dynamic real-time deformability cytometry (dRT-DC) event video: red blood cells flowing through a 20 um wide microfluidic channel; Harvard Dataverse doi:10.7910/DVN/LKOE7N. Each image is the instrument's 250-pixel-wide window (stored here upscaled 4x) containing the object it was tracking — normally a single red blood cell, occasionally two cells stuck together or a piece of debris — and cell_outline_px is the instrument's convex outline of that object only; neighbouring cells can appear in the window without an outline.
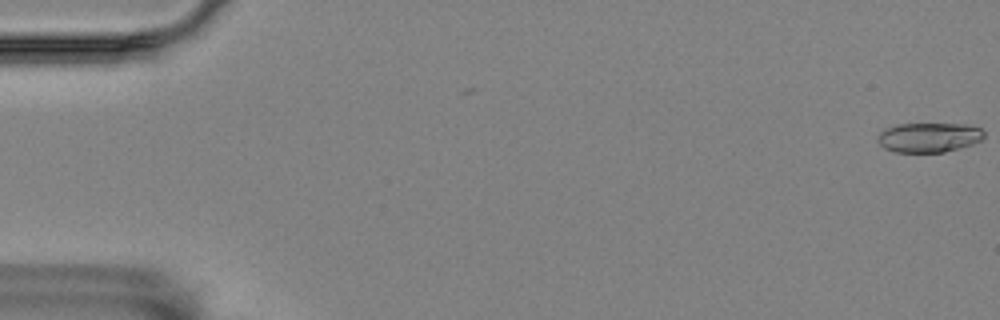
{"species": "Egyptian fruit bat (a non-hibernating species)", "species_latin": "Rousettus aegyptiacus", "temperature_condition": "room temperature", "stored_images_in_passage": 58, "camera_frame_rate_fps": 3000, "um_per_image_px": 0.085, "animal": {"sex": "female"}, "frame": {"image": 1, "passage_image": 1, "time_ms": 0.0, "image_size_px": [1000, 320], "cell_outline_px": [[984, 136], [980, 140], [972, 144], [944, 152], [896, 152], [884, 148], [876, 140], [876, 136], [884, 128], [896, 124], [964, 124], [980, 128], [984, 132]], "centroid_in_image_um": [78.9, 11.67], "position_along_channel_um": 6.1, "area_um2": 18.38}}
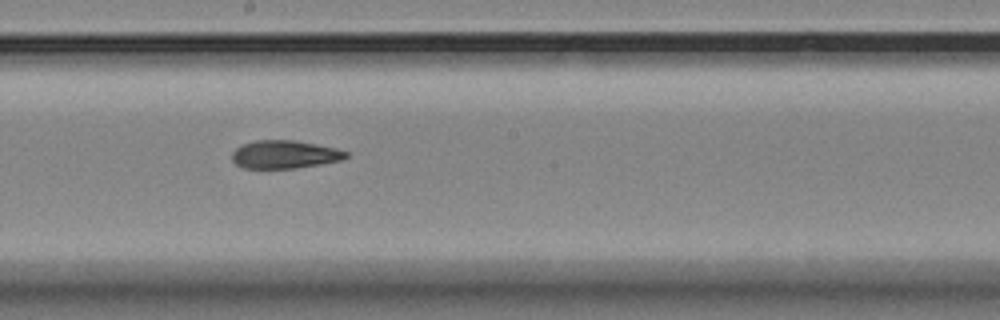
{"frame": {"image": 2, "passage_image": 32, "time_ms": 10.333, "image_size_px": [1000, 320], "cell_outline_px": [[348, 156], [340, 160], [320, 164], [296, 168], [244, 168], [236, 164], [232, 160], [232, 152], [240, 144], [256, 140], [292, 140], [316, 144], [336, 148], [348, 152]], "centroid_in_image_um": [24.16, 13.12], "position_along_channel_um": 224.0, "area_um2": 18.61}}
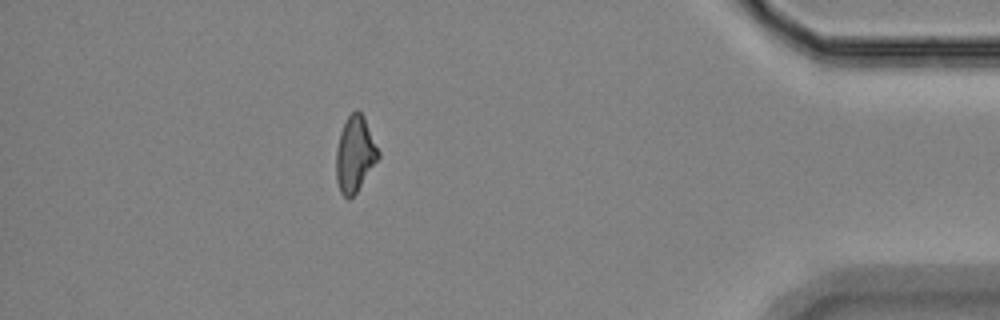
{"frame": {"image": 3, "passage_image": 51, "time_ms": 16.667, "image_size_px": [1000, 320], "cell_outline_px": [[380, 156], [356, 192], [348, 200], [340, 192], [336, 180], [336, 152], [340, 132], [348, 116], [356, 108], [364, 116], [380, 152]], "centroid_in_image_um": [30.16, 13.09], "position_along_channel_um": 405.0, "area_um2": 18.5}}